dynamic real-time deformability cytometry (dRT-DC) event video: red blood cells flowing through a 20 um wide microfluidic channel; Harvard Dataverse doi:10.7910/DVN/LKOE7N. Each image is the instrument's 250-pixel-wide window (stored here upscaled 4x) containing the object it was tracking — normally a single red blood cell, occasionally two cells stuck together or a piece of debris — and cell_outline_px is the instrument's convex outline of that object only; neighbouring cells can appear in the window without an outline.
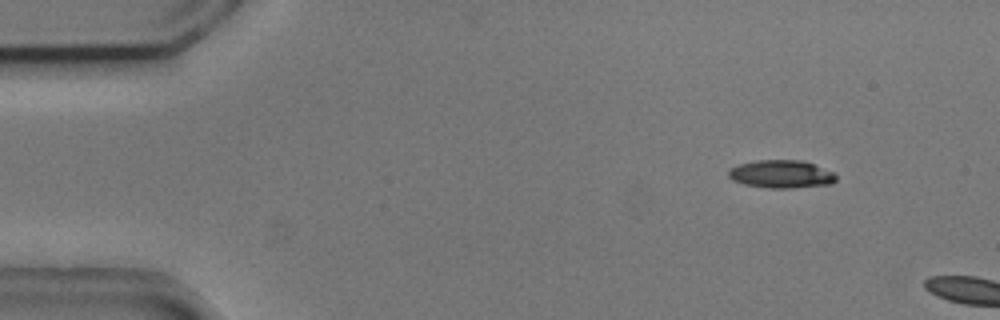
{"species": "common noctule bat (a hibernating species)", "species_latin": "Nyctalus noctula", "temperature_condition": "cold", "stored_images_in_passage": 5, "camera_frame_rate_fps": 3000, "um_per_image_px": 0.085, "animal": {"sex": "male", "body_mass_g": 20.5, "forearm_length_mm": 52.5}, "frame": {"image": 1, "passage_image": 1, "time_ms": 0.0, "image_size_px": [1000, 320], "cell_outline_px": [[836, 180], [832, 184], [792, 188], [768, 188], [744, 184], [732, 180], [728, 176], [728, 172], [732, 168], [740, 164], [756, 160], [800, 160], [836, 172]], "centroid_in_image_um": [66.43, 14.8], "position_along_channel_um": 18.6, "area_um2": 17.51}}